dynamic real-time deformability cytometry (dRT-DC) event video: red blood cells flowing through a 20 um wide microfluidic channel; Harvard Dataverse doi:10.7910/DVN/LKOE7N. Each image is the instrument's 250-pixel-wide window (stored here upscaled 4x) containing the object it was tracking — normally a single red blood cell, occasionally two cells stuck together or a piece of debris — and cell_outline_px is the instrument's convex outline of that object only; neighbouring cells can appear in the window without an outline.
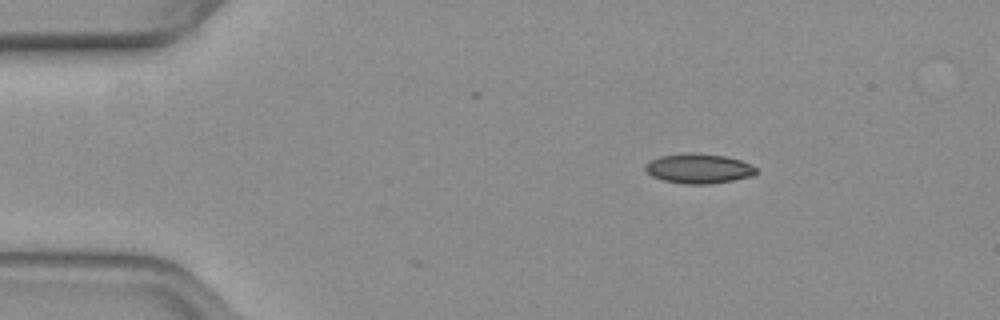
{"species": "common noctule bat (a hibernating species)", "species_latin": "Nyctalus noctula", "temperature_condition": "warm", "stored_images_in_passage": 3, "camera_frame_rate_fps": 3000, "um_per_image_px": 0.085, "animal": {"sex": "female", "body_mass_g": 19.3, "forearm_length_mm": 54.1}, "frame": {"image": 1, "passage_image": 1, "time_ms": 0.0, "image_size_px": [1000, 320], "cell_outline_px": [[756, 172], [752, 176], [732, 180], [708, 184], [684, 184], [664, 180], [652, 176], [644, 168], [644, 164], [660, 156], [688, 152], [692, 152], [724, 156], [740, 160], [756, 168]], "centroid_in_image_um": [59.35, 14.32], "position_along_channel_um": 25.6, "area_um2": 19.02}}